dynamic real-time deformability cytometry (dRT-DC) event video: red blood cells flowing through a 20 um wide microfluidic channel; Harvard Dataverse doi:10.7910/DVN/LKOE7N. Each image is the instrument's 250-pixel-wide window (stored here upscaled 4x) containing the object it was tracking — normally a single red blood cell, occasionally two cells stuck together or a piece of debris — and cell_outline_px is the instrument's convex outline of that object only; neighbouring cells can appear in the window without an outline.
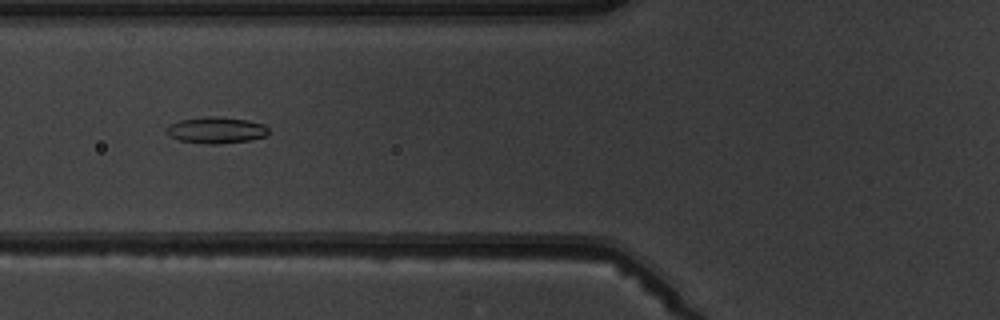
{"species": "common noctule bat (a hibernating species)", "species_latin": "Nyctalus noctula", "temperature_condition": "warm", "stored_images_in_passage": 7, "camera_frame_rate_fps": 3000, "um_per_image_px": 0.085, "animal": {"sex": "male", "body_mass_g": 19.5, "forearm_length_mm": 54.6}, "frame": {"image": 1, "passage_image": 5, "time_ms": 4.667, "image_size_px": [1000, 320], "cell_outline_px": [[268, 132], [264, 136], [248, 140], [216, 144], [204, 144], [180, 140], [168, 136], [164, 132], [164, 128], [180, 120], [204, 116], [216, 116], [248, 120], [264, 124], [268, 128]], "centroid_in_image_um": [18.32, 11.05], "position_along_channel_um": 107.5, "area_um2": 15.72}}
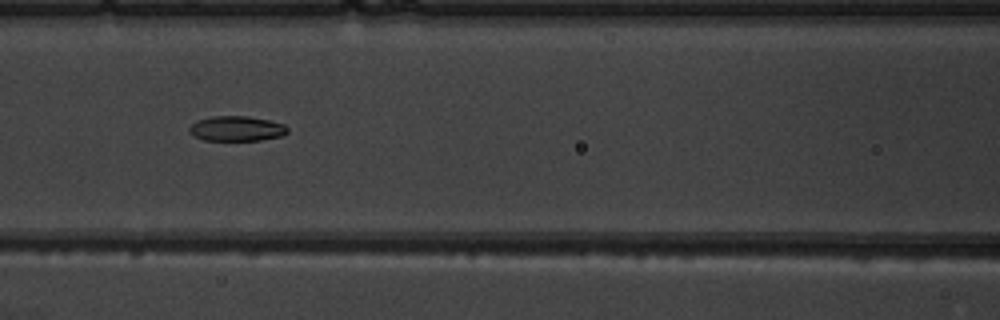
{"frame": {"image": 2, "passage_image": 6, "time_ms": 5.667, "image_size_px": [1000, 320], "cell_outline_px": [[288, 132], [284, 136], [260, 140], [204, 140], [196, 136], [188, 128], [196, 120], [212, 116], [248, 116], [268, 120], [284, 124], [288, 128]], "centroid_in_image_um": [20.15, 10.92], "position_along_channel_um": 146.4, "area_um2": 14.28}}
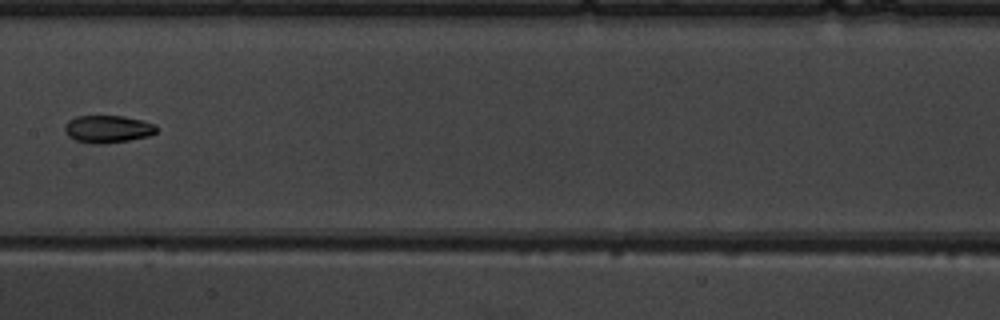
{"frame": {"image": 3, "passage_image": 7, "time_ms": 7.0, "image_size_px": [1000, 320], "cell_outline_px": [[156, 132], [148, 136], [128, 140], [104, 144], [92, 144], [76, 140], [68, 136], [64, 128], [64, 124], [68, 120], [76, 116], [124, 116], [144, 120], [156, 124]], "centroid_in_image_um": [9.15, 10.96], "position_along_channel_um": 198.2, "area_um2": 14.8}}